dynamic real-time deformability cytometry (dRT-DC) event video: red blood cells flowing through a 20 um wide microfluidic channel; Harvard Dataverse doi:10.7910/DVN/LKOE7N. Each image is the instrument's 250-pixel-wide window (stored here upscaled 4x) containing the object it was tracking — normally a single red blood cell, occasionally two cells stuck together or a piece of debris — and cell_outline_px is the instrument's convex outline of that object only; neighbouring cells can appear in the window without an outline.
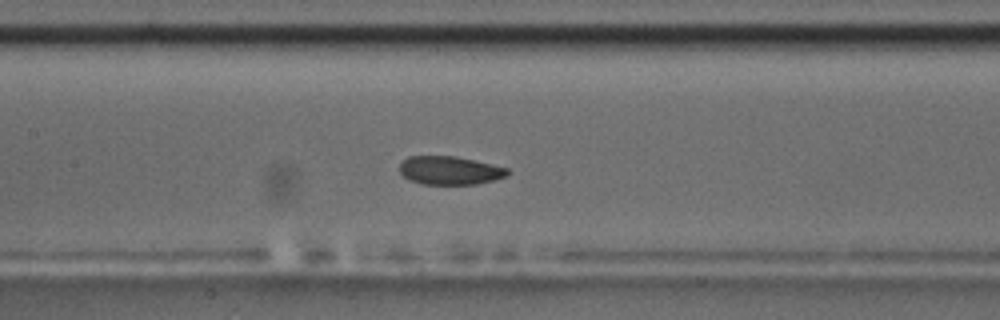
{"species": "common noctule bat (a hibernating species)", "species_latin": "Nyctalus noctula", "temperature_condition": "room temperature", "stored_images_in_passage": 43, "camera_frame_rate_fps": 3000, "um_per_image_px": 0.085, "animal": {"sex": "male", "body_mass_g": 17.5, "forearm_length_mm": 52.3}, "frame": {"image": 1, "passage_image": 25, "time_ms": 8.0, "image_size_px": [1000, 320], "cell_outline_px": [[512, 172], [508, 176], [496, 180], [476, 184], [424, 184], [412, 180], [404, 176], [400, 172], [400, 164], [408, 156], [456, 156], [492, 164], [508, 168]], "centroid_in_image_um": [38.3, 14.48], "position_along_channel_um": 169.1, "area_um2": 17.92}, "authors_computed_cell_mechanics": {"area_um2": 18.9006, "velocity_mm_per_s": 3.6495, "shape_relaxation_time_tau1_ms": 3.7348, "shape_relaxation_time_tau2_ms": 2.3879, "deformation_change_tau1": 0.0712, "deformation_change_tau2": 0.0713}}